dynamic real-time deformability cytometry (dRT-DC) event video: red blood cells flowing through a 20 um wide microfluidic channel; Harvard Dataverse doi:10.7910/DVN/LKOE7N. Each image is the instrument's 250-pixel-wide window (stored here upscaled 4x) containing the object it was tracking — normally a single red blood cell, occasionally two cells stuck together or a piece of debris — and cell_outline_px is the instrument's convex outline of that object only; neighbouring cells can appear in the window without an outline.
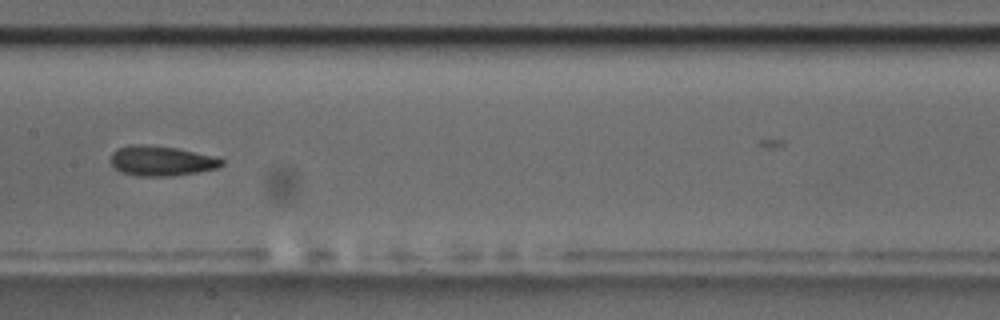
{"species": "common noctule bat (a hibernating species)", "species_latin": "Nyctalus noctula", "temperature_condition": "room temperature", "stored_images_in_passage": 16, "camera_frame_rate_fps": 3000, "um_per_image_px": 0.085, "animal": {"sex": "male", "body_mass_g": 17.5, "forearm_length_mm": 52.3}, "frame": {"image": 1, "passage_image": 9, "time_ms": 10.333, "image_size_px": [1000, 320], "cell_outline_px": [[224, 164], [216, 168], [196, 172], [172, 176], [136, 176], [120, 172], [112, 164], [112, 152], [116, 148], [132, 144], [144, 144], [176, 148], [216, 156], [224, 160]], "centroid_in_image_um": [13.71, 13.67], "position_along_channel_um": 193.7, "area_um2": 19.42}}
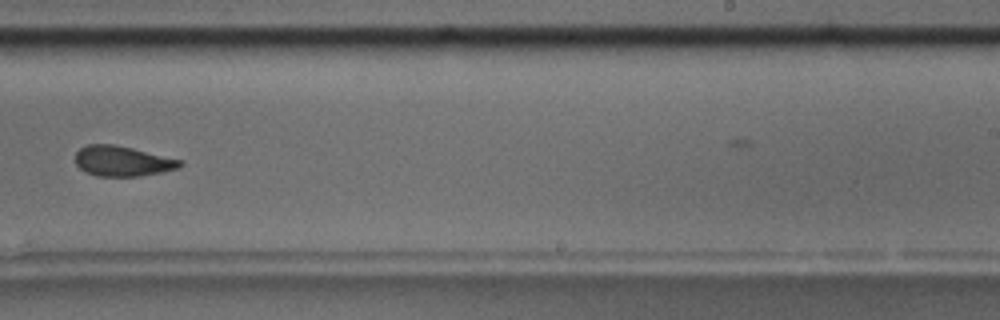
{"frame": {"image": 2, "passage_image": 11, "time_ms": 12.667, "image_size_px": [1000, 320], "cell_outline_px": [[184, 164], [180, 168], [140, 176], [96, 176], [84, 172], [76, 164], [76, 152], [84, 144], [116, 144], [184, 160]], "centroid_in_image_um": [10.42, 13.68], "position_along_channel_um": 278.6, "area_um2": 18.73}, "authors_computed_cell_mechanics": {"area_um2": 19.1607, "velocity_mm_per_s": 3.6468, "shape_relaxation_time_tau1_ms": 6.894, "shape_relaxation_time_tau2_ms": null, "deformation_change_tau1": 0.1577, "deformation_change_tau2": null}}